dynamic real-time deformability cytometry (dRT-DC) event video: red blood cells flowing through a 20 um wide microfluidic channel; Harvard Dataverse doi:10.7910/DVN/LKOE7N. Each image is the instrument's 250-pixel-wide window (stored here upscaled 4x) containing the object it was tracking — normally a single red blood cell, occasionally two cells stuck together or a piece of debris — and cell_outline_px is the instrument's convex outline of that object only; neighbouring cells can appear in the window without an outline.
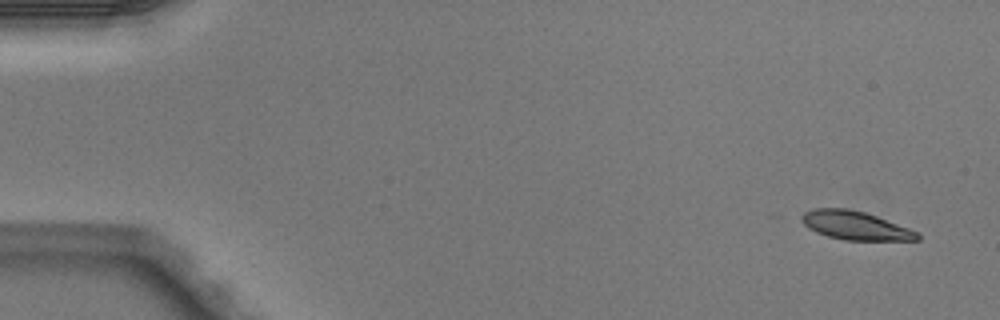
{"species": "Egyptian fruit bat (a non-hibernating species)", "species_latin": "Rousettus aegyptiacus", "temperature_condition": "warm", "stored_images_in_passage": 7, "camera_frame_rate_fps": 3000, "um_per_image_px": 0.085, "animal": {"sex": "male"}, "frame": {"image": 1, "passage_image": 1, "time_ms": 0.0, "image_size_px": [1000, 320], "cell_outline_px": [[920, 240], [844, 240], [828, 236], [816, 232], [808, 228], [796, 216], [804, 212], [816, 208], [848, 208], [864, 212], [876, 216], [908, 228], [916, 232], [920, 236]], "centroid_in_image_um": [72.62, 19.16], "position_along_channel_um": 12.4, "area_um2": 19.25}}
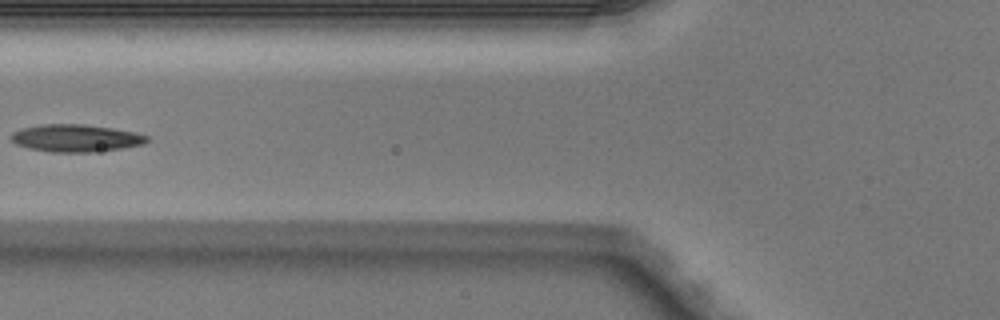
{"frame": {"image": 2, "passage_image": 6, "time_ms": 1.667, "image_size_px": [1000, 320], "cell_outline_px": [[148, 140], [144, 144], [120, 148], [92, 152], [52, 152], [28, 148], [16, 144], [12, 140], [12, 132], [20, 128], [40, 124], [84, 124], [112, 128], [136, 132], [148, 136]], "centroid_in_image_um": [6.43, 11.73], "position_along_channel_um": 119.4, "area_um2": 21.68}}
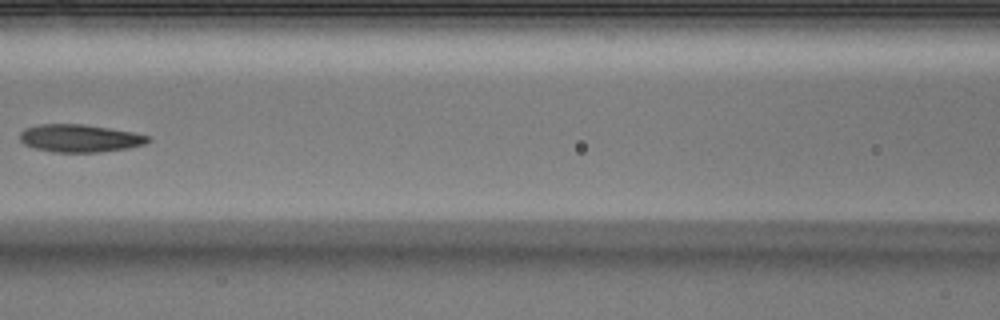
{"frame": {"image": 3, "passage_image": 7, "time_ms": 2.0, "image_size_px": [1000, 320], "cell_outline_px": [[152, 140], [144, 144], [128, 148], [100, 152], [52, 152], [36, 148], [24, 144], [20, 140], [20, 132], [24, 128], [40, 124], [84, 124], [132, 132], [148, 136]], "centroid_in_image_um": [6.76, 11.75], "position_along_channel_um": 159.8, "area_um2": 20.63}}